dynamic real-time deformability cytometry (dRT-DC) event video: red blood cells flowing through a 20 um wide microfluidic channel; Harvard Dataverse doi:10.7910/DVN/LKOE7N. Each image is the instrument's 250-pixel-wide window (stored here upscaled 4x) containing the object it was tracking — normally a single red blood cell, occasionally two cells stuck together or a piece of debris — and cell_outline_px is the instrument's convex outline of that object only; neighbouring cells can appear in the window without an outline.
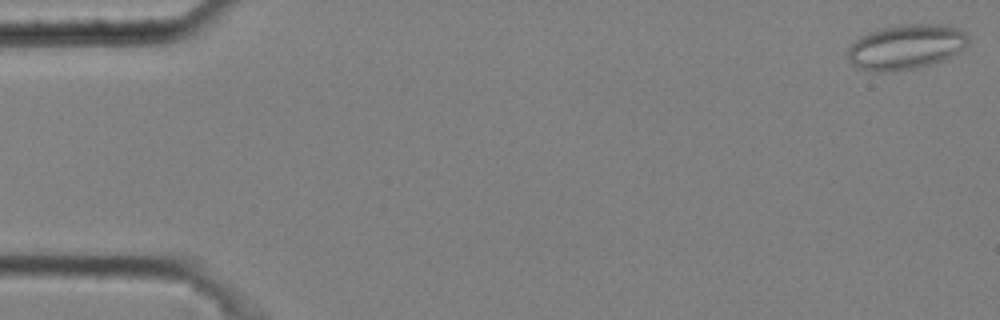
{"species": "common noctule bat (a hibernating species)", "species_latin": "Nyctalus noctula", "temperature_condition": "cold", "stored_images_in_passage": 7, "camera_frame_rate_fps": 3000, "um_per_image_px": 0.085, "animal": {"sex": "male", "body_mass_g": 20.4}, "frame": {"image": 1, "passage_image": 1, "time_ms": 0.0, "image_size_px": [1000, 320], "cell_outline_px": [[968, 44], [964, 48], [952, 56], [944, 60], [916, 68], [888, 72], [872, 72], [856, 68], [848, 60], [848, 48], [852, 40], [868, 32], [880, 28], [900, 24], [944, 24], [956, 28], [964, 32], [968, 36]], "centroid_in_image_um": [76.96, 3.99], "position_along_channel_um": 8.0, "area_um2": 32.02}}
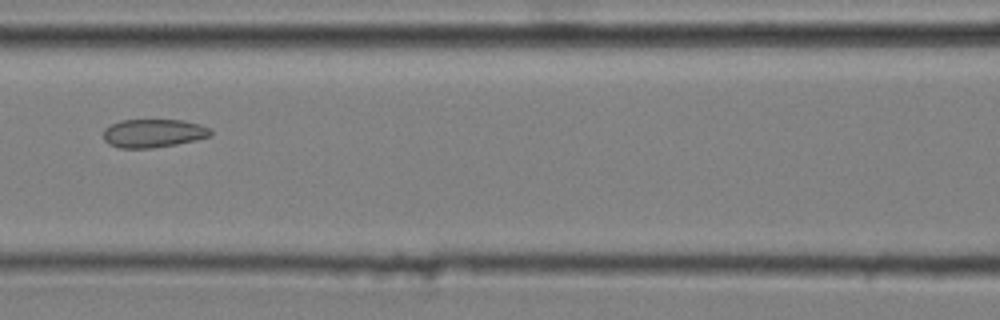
{"frame": {"image": 2, "passage_image": 7, "time_ms": 2.0, "image_size_px": [1000, 320], "cell_outline_px": [[212, 136], [196, 140], [176, 144], [152, 148], [120, 148], [108, 144], [104, 140], [104, 128], [120, 120], [184, 120], [200, 124], [212, 128]], "centroid_in_image_um": [13.07, 11.32], "position_along_channel_um": 153.5, "area_um2": 17.92}}